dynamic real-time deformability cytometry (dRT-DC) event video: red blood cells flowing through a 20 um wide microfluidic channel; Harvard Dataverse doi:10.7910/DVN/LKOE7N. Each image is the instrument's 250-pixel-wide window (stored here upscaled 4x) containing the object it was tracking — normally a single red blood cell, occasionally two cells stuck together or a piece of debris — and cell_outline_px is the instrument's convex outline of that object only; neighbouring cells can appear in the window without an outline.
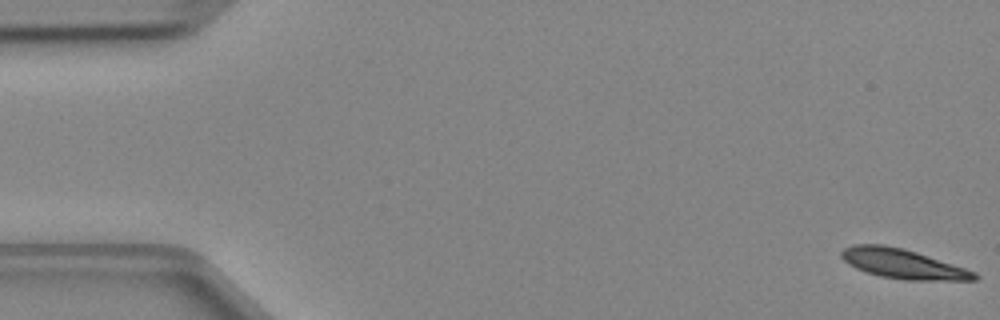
{"species": "Egyptian fruit bat (a non-hibernating species)", "species_latin": "Rousettus aegyptiacus", "temperature_condition": "cold", "stored_images_in_passage": 15, "camera_frame_rate_fps": 3000, "um_per_image_px": 0.085, "animal": {"sex": "female"}, "frame": {"image": 1, "passage_image": 1, "time_ms": 0.0, "image_size_px": [1000, 320], "cell_outline_px": [[980, 276], [976, 280], [904, 280], [880, 276], [856, 268], [848, 264], [840, 256], [840, 252], [844, 248], [852, 244], [884, 244], [904, 248], [976, 272]], "centroid_in_image_um": [76.71, 22.41], "position_along_channel_um": 8.3, "area_um2": 22.89}}